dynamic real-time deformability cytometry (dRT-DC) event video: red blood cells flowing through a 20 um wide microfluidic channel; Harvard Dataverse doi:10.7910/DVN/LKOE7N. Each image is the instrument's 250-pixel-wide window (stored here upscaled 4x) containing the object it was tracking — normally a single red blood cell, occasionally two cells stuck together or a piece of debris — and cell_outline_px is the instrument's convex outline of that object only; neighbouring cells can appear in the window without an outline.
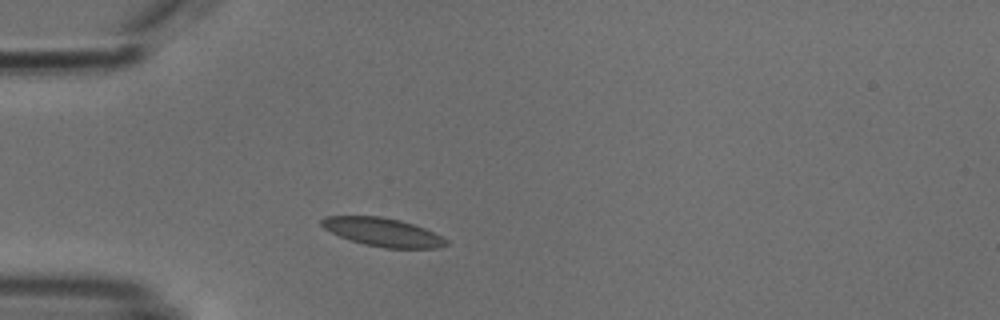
{"species": "common noctule bat (a hibernating species)", "species_latin": "Nyctalus noctula", "temperature_condition": "cold", "stored_images_in_passage": 1, "camera_frame_rate_fps": 3000, "um_per_image_px": 0.085, "animal": {"sex": "male", "body_mass_g": 18.8}, "frame": {"image": 1, "passage_image": 1, "time_ms": 0.0, "image_size_px": [1000, 320], "cell_outline_px": [[448, 244], [440, 248], [384, 248], [364, 244], [340, 236], [324, 228], [320, 224], [320, 220], [324, 216], [380, 216], [400, 220], [424, 228], [448, 240]], "centroid_in_image_um": [32.53, 19.73], "position_along_channel_um": 52.5, "area_um2": 20.46}}